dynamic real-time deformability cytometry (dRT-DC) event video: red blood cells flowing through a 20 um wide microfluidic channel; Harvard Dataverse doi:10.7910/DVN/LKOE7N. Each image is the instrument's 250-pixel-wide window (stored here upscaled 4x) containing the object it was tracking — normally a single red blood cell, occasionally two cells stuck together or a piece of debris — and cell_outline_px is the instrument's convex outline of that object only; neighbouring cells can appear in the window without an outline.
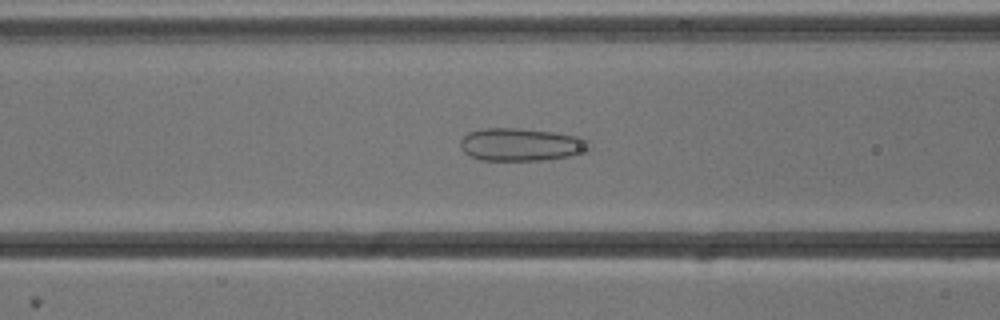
{"species": "common noctule bat (a hibernating species)", "species_latin": "Nyctalus noctula", "temperature_condition": "cold", "stored_images_in_passage": 54, "camera_frame_rate_fps": 3000, "um_per_image_px": 0.085, "animal": {"sex": "male", "body_mass_g": 13.3}, "frame": {"image": 1, "passage_image": 22, "time_ms": 7.0, "image_size_px": [1000, 320], "cell_outline_px": [[592, 148], [588, 152], [572, 156], [544, 160], [480, 160], [464, 152], [460, 148], [460, 140], [468, 132], [484, 128], [520, 128], [556, 132], [580, 136], [588, 140], [592, 144]], "centroid_in_image_um": [44.37, 12.28], "position_along_channel_um": 122.2, "area_um2": 25.14}}
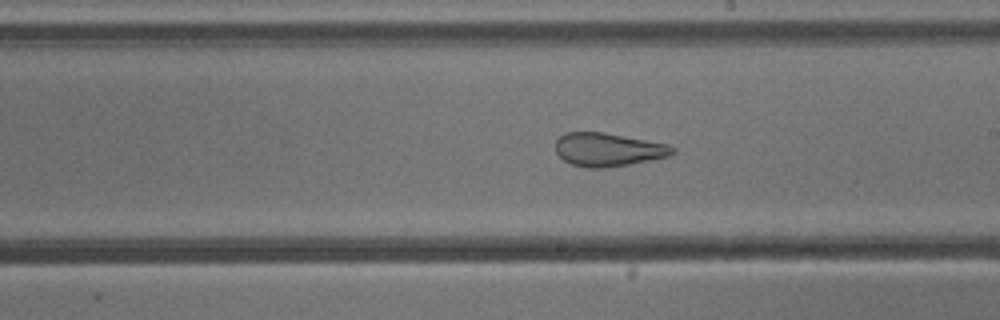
{"frame": {"image": 2, "passage_image": 31, "time_ms": 10.0, "image_size_px": [1000, 320], "cell_outline_px": [[676, 152], [668, 156], [628, 164], [604, 168], [588, 168], [572, 164], [564, 160], [556, 152], [556, 140], [564, 132], [604, 132], [668, 144], [676, 148]], "centroid_in_image_um": [51.68, 12.7], "position_along_channel_um": 237.3, "area_um2": 22.66}}
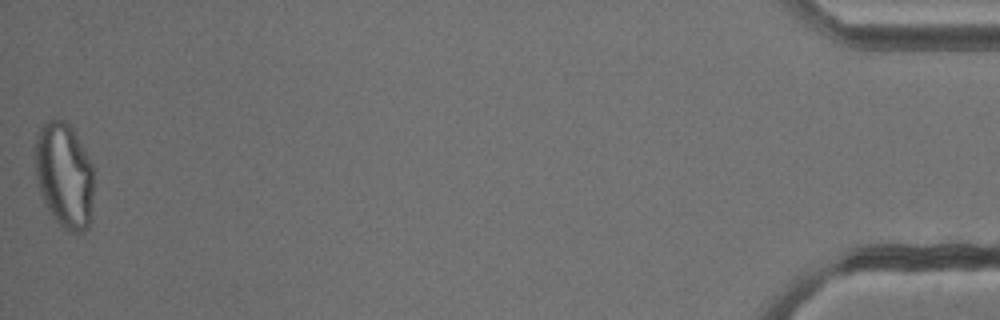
{"frame": {"image": 3, "passage_image": 54, "time_ms": 17.667, "image_size_px": [1000, 320], "cell_outline_px": [[92, 220], [88, 228], [84, 232], [68, 232], [56, 220], [44, 204], [36, 184], [36, 136], [40, 128], [48, 120], [64, 120], [76, 132], [92, 164]], "centroid_in_image_um": [5.47, 14.93], "position_along_channel_um": 429.7, "area_um2": 36.24}}